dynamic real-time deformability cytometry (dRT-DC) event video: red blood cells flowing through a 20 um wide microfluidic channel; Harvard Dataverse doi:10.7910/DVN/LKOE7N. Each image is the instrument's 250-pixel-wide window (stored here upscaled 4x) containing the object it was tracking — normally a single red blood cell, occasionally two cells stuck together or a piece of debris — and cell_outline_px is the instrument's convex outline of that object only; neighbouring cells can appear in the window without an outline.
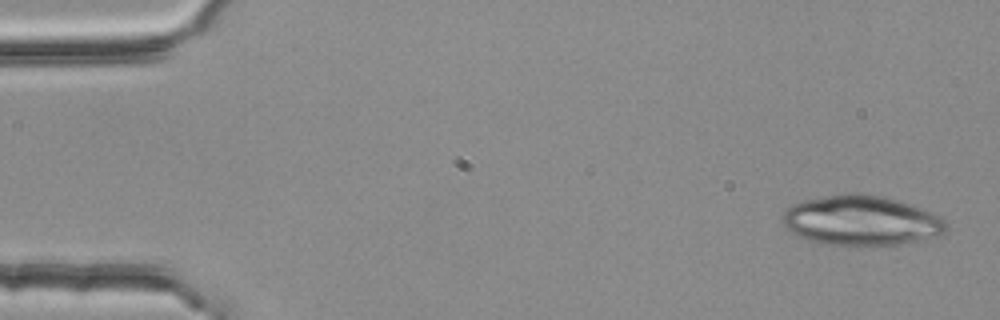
{"species": "common noctule bat (a hibernating species)", "species_latin": "Nyctalus noctula", "temperature_condition": "room temperature", "stored_images_in_passage": 4, "camera_frame_rate_fps": 3000, "um_per_image_px": 0.085, "animal": {"sex": "female", "body_mass_g": 25.1}, "frame": {"image": 1, "passage_image": 1, "time_ms": 0.0, "image_size_px": [1000, 320], "cell_outline_px": [[948, 228], [940, 236], [924, 240], [900, 244], [856, 248], [824, 244], [808, 240], [788, 232], [784, 228], [784, 212], [792, 204], [804, 200], [824, 196], [848, 192], [856, 192], [884, 196], [932, 212], [940, 216], [948, 224]], "centroid_in_image_um": [73.22, 18.78], "position_along_channel_um": 11.8, "area_um2": 48.73}}